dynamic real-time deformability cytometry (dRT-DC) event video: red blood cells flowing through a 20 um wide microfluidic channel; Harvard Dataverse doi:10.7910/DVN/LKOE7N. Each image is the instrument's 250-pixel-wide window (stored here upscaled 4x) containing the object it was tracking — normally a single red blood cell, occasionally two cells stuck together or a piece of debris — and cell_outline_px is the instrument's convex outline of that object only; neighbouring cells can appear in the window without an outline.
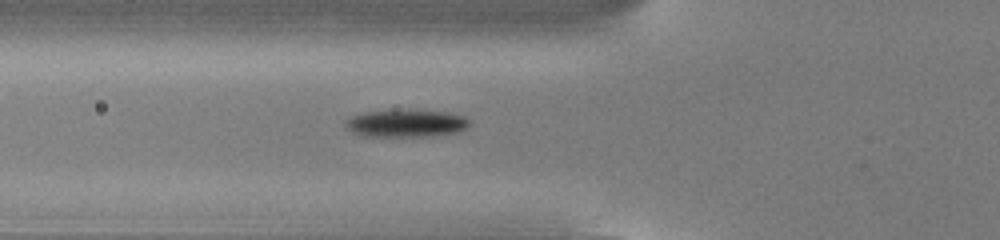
{"species": "common noctule bat (a hibernating species)", "species_latin": "Nyctalus noctula", "temperature_condition": "cold", "stored_images_in_passage": 43, "camera_frame_rate_fps": 3000, "um_per_image_px": 0.085, "animal": {"sex": "male", "body_mass_g": 13.0, "forearm_length_mm": 53.1}, "frame": {"image": 1, "passage_image": 9, "time_ms": 2.667, "image_size_px": [1000, 240], "cell_outline_px": [[468, 124], [464, 128], [456, 132], [424, 136], [360, 136], [352, 132], [344, 124], [352, 116], [368, 112], [444, 112], [464, 116], [468, 120]], "centroid_in_image_um": [34.47, 10.52], "position_along_channel_um": 91.3, "area_um2": 18.67}}
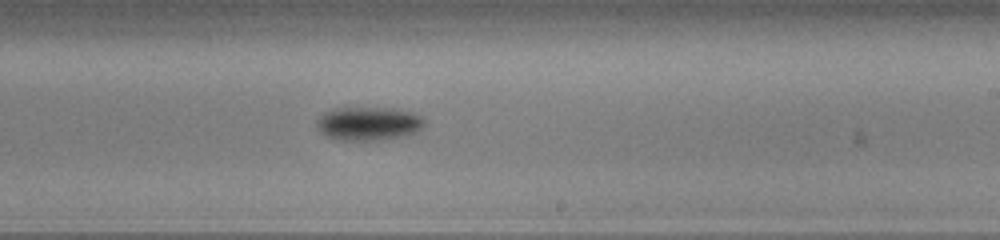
{"frame": {"image": 2, "passage_image": 22, "time_ms": 7.0, "image_size_px": [1000, 240], "cell_outline_px": [[424, 124], [420, 128], [412, 132], [400, 136], [380, 140], [340, 140], [328, 136], [320, 132], [316, 124], [316, 120], [324, 112], [336, 108], [396, 108], [420, 116], [424, 120]], "centroid_in_image_um": [31.26, 10.5], "position_along_channel_um": 257.7, "area_um2": 20.69}}
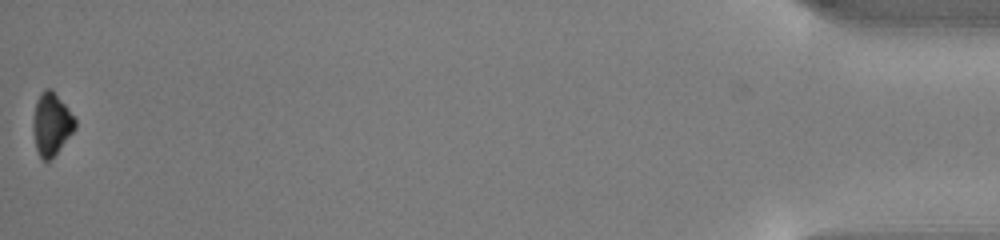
{"frame": {"image": 3, "passage_image": 43, "time_ms": 14.0, "image_size_px": [1000, 240], "cell_outline_px": [[76, 128], [56, 152], [48, 160], [40, 160], [36, 148], [32, 132], [32, 120], [36, 100], [40, 92], [44, 88], [52, 88], [68, 108], [76, 120]], "centroid_in_image_um": [4.34, 10.5], "position_along_channel_um": 430.9, "area_um2": 15.43}, "authors_computed_cell_mechanics": {"area_um2": 18.6694, "velocity_mm_per_s": 3.8436, "shape_relaxation_time_tau1_ms": 1.4795, "shape_relaxation_time_tau2_ms": null, "deformation_change_tau1": 0.1298, "deformation_change_tau2": null}}